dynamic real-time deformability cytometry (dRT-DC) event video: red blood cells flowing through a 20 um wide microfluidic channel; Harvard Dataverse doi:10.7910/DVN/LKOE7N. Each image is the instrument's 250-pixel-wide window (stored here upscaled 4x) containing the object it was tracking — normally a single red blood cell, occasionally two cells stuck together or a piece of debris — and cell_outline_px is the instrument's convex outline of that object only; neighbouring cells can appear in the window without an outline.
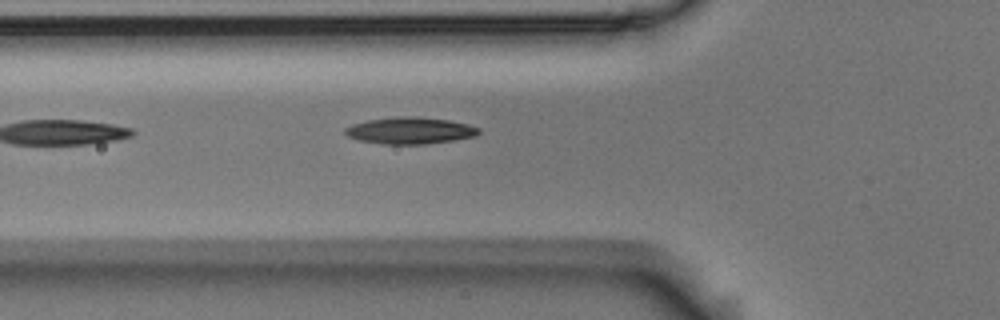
{"species": "Egyptian fruit bat (a non-hibernating species)", "species_latin": "Rousettus aegyptiacus", "temperature_condition": "room temperature", "stored_images_in_passage": 2, "camera_frame_rate_fps": 3000, "um_per_image_px": 0.085, "animal": {"sex": "male"}, "frame": {"image": 1, "passage_image": 2, "time_ms": 0.333, "image_size_px": [1000, 320], "cell_outline_px": [[480, 132], [476, 136], [452, 140], [424, 144], [384, 144], [360, 140], [348, 136], [344, 132], [344, 128], [352, 124], [368, 120], [396, 116], [416, 116], [448, 120], [468, 124], [480, 128]], "centroid_in_image_um": [34.85, 11.09], "position_along_channel_um": 90.9, "area_um2": 20.75}}